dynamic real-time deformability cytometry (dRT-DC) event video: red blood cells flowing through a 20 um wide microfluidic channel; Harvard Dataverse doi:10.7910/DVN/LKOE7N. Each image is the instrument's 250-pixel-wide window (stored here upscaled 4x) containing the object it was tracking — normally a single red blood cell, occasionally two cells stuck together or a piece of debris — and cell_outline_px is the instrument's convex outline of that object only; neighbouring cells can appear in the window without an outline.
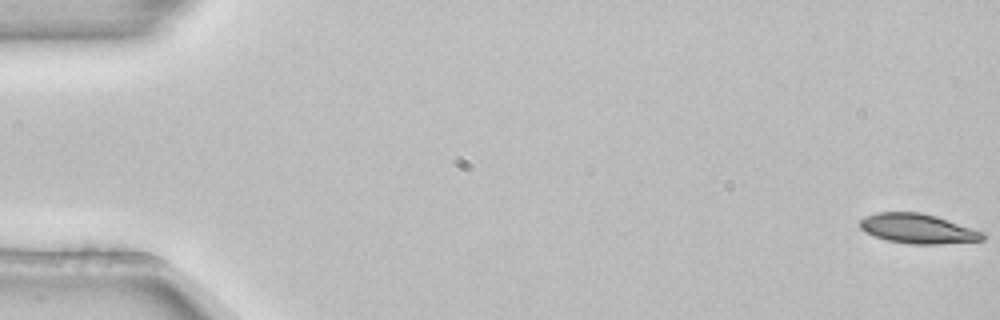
{"species": "common noctule bat (a hibernating species)", "species_latin": "Nyctalus noctula", "temperature_condition": "room temperature", "stored_images_in_passage": 4, "camera_frame_rate_fps": 3000, "um_per_image_px": 0.085, "animal": {"sex": "female", "body_mass_g": 22.7, "forearm_length_mm": 54.2}, "frame": {"image": 1, "passage_image": 1, "time_ms": 0.0, "image_size_px": [1000, 320], "cell_outline_px": [[984, 240], [940, 244], [908, 244], [888, 240], [876, 236], [860, 228], [860, 220], [864, 216], [876, 212], [920, 212], [936, 216], [984, 232]], "centroid_in_image_um": [78.02, 19.43], "position_along_channel_um": 7.0, "area_um2": 21.1}}